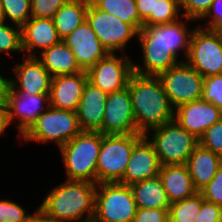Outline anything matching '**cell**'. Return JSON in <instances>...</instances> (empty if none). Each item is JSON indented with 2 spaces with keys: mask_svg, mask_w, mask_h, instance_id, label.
<instances>
[{
  "mask_svg": "<svg viewBox=\"0 0 222 222\" xmlns=\"http://www.w3.org/2000/svg\"><path fill=\"white\" fill-rule=\"evenodd\" d=\"M180 11V0H155L154 13L143 21V28L177 21L183 17Z\"/></svg>",
  "mask_w": 222,
  "mask_h": 222,
  "instance_id": "cell-29",
  "label": "cell"
},
{
  "mask_svg": "<svg viewBox=\"0 0 222 222\" xmlns=\"http://www.w3.org/2000/svg\"><path fill=\"white\" fill-rule=\"evenodd\" d=\"M6 18H5V14H4V10H3V5H2V2L0 0V24L2 23H6Z\"/></svg>",
  "mask_w": 222,
  "mask_h": 222,
  "instance_id": "cell-45",
  "label": "cell"
},
{
  "mask_svg": "<svg viewBox=\"0 0 222 222\" xmlns=\"http://www.w3.org/2000/svg\"><path fill=\"white\" fill-rule=\"evenodd\" d=\"M87 80L84 70L76 74L52 77L49 105L76 112Z\"/></svg>",
  "mask_w": 222,
  "mask_h": 222,
  "instance_id": "cell-19",
  "label": "cell"
},
{
  "mask_svg": "<svg viewBox=\"0 0 222 222\" xmlns=\"http://www.w3.org/2000/svg\"><path fill=\"white\" fill-rule=\"evenodd\" d=\"M214 0H180L183 18L196 21L202 19L208 12Z\"/></svg>",
  "mask_w": 222,
  "mask_h": 222,
  "instance_id": "cell-34",
  "label": "cell"
},
{
  "mask_svg": "<svg viewBox=\"0 0 222 222\" xmlns=\"http://www.w3.org/2000/svg\"><path fill=\"white\" fill-rule=\"evenodd\" d=\"M39 56L37 54V58L52 77L71 75L83 71L78 65L74 53L64 40L43 50L40 52Z\"/></svg>",
  "mask_w": 222,
  "mask_h": 222,
  "instance_id": "cell-24",
  "label": "cell"
},
{
  "mask_svg": "<svg viewBox=\"0 0 222 222\" xmlns=\"http://www.w3.org/2000/svg\"><path fill=\"white\" fill-rule=\"evenodd\" d=\"M98 9L120 18L132 25L138 32L143 28L139 18L136 0H90Z\"/></svg>",
  "mask_w": 222,
  "mask_h": 222,
  "instance_id": "cell-27",
  "label": "cell"
},
{
  "mask_svg": "<svg viewBox=\"0 0 222 222\" xmlns=\"http://www.w3.org/2000/svg\"><path fill=\"white\" fill-rule=\"evenodd\" d=\"M83 222H101V221H99L95 217H92V218L85 219Z\"/></svg>",
  "mask_w": 222,
  "mask_h": 222,
  "instance_id": "cell-46",
  "label": "cell"
},
{
  "mask_svg": "<svg viewBox=\"0 0 222 222\" xmlns=\"http://www.w3.org/2000/svg\"><path fill=\"white\" fill-rule=\"evenodd\" d=\"M155 0H136L139 18L144 21L151 13H154Z\"/></svg>",
  "mask_w": 222,
  "mask_h": 222,
  "instance_id": "cell-41",
  "label": "cell"
},
{
  "mask_svg": "<svg viewBox=\"0 0 222 222\" xmlns=\"http://www.w3.org/2000/svg\"><path fill=\"white\" fill-rule=\"evenodd\" d=\"M204 198L200 192L169 206V222H195Z\"/></svg>",
  "mask_w": 222,
  "mask_h": 222,
  "instance_id": "cell-28",
  "label": "cell"
},
{
  "mask_svg": "<svg viewBox=\"0 0 222 222\" xmlns=\"http://www.w3.org/2000/svg\"><path fill=\"white\" fill-rule=\"evenodd\" d=\"M90 0H68L53 16L57 34L61 40L68 37L74 29L86 21Z\"/></svg>",
  "mask_w": 222,
  "mask_h": 222,
  "instance_id": "cell-26",
  "label": "cell"
},
{
  "mask_svg": "<svg viewBox=\"0 0 222 222\" xmlns=\"http://www.w3.org/2000/svg\"><path fill=\"white\" fill-rule=\"evenodd\" d=\"M107 95L87 80L76 111L81 131L101 133Z\"/></svg>",
  "mask_w": 222,
  "mask_h": 222,
  "instance_id": "cell-20",
  "label": "cell"
},
{
  "mask_svg": "<svg viewBox=\"0 0 222 222\" xmlns=\"http://www.w3.org/2000/svg\"><path fill=\"white\" fill-rule=\"evenodd\" d=\"M44 103L47 104L44 106ZM48 107L49 94L29 95L10 88L5 110L6 124L9 126L17 118L18 137H22Z\"/></svg>",
  "mask_w": 222,
  "mask_h": 222,
  "instance_id": "cell-14",
  "label": "cell"
},
{
  "mask_svg": "<svg viewBox=\"0 0 222 222\" xmlns=\"http://www.w3.org/2000/svg\"><path fill=\"white\" fill-rule=\"evenodd\" d=\"M201 99L214 104L222 111V74L204 78Z\"/></svg>",
  "mask_w": 222,
  "mask_h": 222,
  "instance_id": "cell-32",
  "label": "cell"
},
{
  "mask_svg": "<svg viewBox=\"0 0 222 222\" xmlns=\"http://www.w3.org/2000/svg\"><path fill=\"white\" fill-rule=\"evenodd\" d=\"M137 208L169 209L171 205L160 176L130 185Z\"/></svg>",
  "mask_w": 222,
  "mask_h": 222,
  "instance_id": "cell-25",
  "label": "cell"
},
{
  "mask_svg": "<svg viewBox=\"0 0 222 222\" xmlns=\"http://www.w3.org/2000/svg\"><path fill=\"white\" fill-rule=\"evenodd\" d=\"M5 18L22 27L31 18V0H1Z\"/></svg>",
  "mask_w": 222,
  "mask_h": 222,
  "instance_id": "cell-30",
  "label": "cell"
},
{
  "mask_svg": "<svg viewBox=\"0 0 222 222\" xmlns=\"http://www.w3.org/2000/svg\"><path fill=\"white\" fill-rule=\"evenodd\" d=\"M103 134L81 131L59 148L66 179L82 180L97 184V161Z\"/></svg>",
  "mask_w": 222,
  "mask_h": 222,
  "instance_id": "cell-4",
  "label": "cell"
},
{
  "mask_svg": "<svg viewBox=\"0 0 222 222\" xmlns=\"http://www.w3.org/2000/svg\"><path fill=\"white\" fill-rule=\"evenodd\" d=\"M158 78L174 108L202 98L204 77L184 59L160 73Z\"/></svg>",
  "mask_w": 222,
  "mask_h": 222,
  "instance_id": "cell-10",
  "label": "cell"
},
{
  "mask_svg": "<svg viewBox=\"0 0 222 222\" xmlns=\"http://www.w3.org/2000/svg\"><path fill=\"white\" fill-rule=\"evenodd\" d=\"M68 0H31V17L52 19Z\"/></svg>",
  "mask_w": 222,
  "mask_h": 222,
  "instance_id": "cell-35",
  "label": "cell"
},
{
  "mask_svg": "<svg viewBox=\"0 0 222 222\" xmlns=\"http://www.w3.org/2000/svg\"><path fill=\"white\" fill-rule=\"evenodd\" d=\"M136 203L129 185L119 182L98 183L94 217L101 222H132Z\"/></svg>",
  "mask_w": 222,
  "mask_h": 222,
  "instance_id": "cell-8",
  "label": "cell"
},
{
  "mask_svg": "<svg viewBox=\"0 0 222 222\" xmlns=\"http://www.w3.org/2000/svg\"><path fill=\"white\" fill-rule=\"evenodd\" d=\"M23 63L12 67L15 75L10 79V87L15 92L32 94H49L52 75L43 66L37 56L23 57Z\"/></svg>",
  "mask_w": 222,
  "mask_h": 222,
  "instance_id": "cell-15",
  "label": "cell"
},
{
  "mask_svg": "<svg viewBox=\"0 0 222 222\" xmlns=\"http://www.w3.org/2000/svg\"><path fill=\"white\" fill-rule=\"evenodd\" d=\"M199 144L222 156V118L205 131L199 138Z\"/></svg>",
  "mask_w": 222,
  "mask_h": 222,
  "instance_id": "cell-33",
  "label": "cell"
},
{
  "mask_svg": "<svg viewBox=\"0 0 222 222\" xmlns=\"http://www.w3.org/2000/svg\"><path fill=\"white\" fill-rule=\"evenodd\" d=\"M153 131L152 138L149 133ZM145 136L153 144L159 163L164 165H184L199 145V139L182 128L175 120L152 128Z\"/></svg>",
  "mask_w": 222,
  "mask_h": 222,
  "instance_id": "cell-5",
  "label": "cell"
},
{
  "mask_svg": "<svg viewBox=\"0 0 222 222\" xmlns=\"http://www.w3.org/2000/svg\"><path fill=\"white\" fill-rule=\"evenodd\" d=\"M188 18L142 28L137 39L143 53V66L133 63V73L142 76H158L179 62V51L185 52L187 58L193 29L189 30Z\"/></svg>",
  "mask_w": 222,
  "mask_h": 222,
  "instance_id": "cell-1",
  "label": "cell"
},
{
  "mask_svg": "<svg viewBox=\"0 0 222 222\" xmlns=\"http://www.w3.org/2000/svg\"><path fill=\"white\" fill-rule=\"evenodd\" d=\"M86 21L108 53H116L117 50L123 51L125 45L134 36H138V31L132 25L98 9L91 1H89Z\"/></svg>",
  "mask_w": 222,
  "mask_h": 222,
  "instance_id": "cell-11",
  "label": "cell"
},
{
  "mask_svg": "<svg viewBox=\"0 0 222 222\" xmlns=\"http://www.w3.org/2000/svg\"><path fill=\"white\" fill-rule=\"evenodd\" d=\"M204 200L222 206V164L212 180L199 191Z\"/></svg>",
  "mask_w": 222,
  "mask_h": 222,
  "instance_id": "cell-37",
  "label": "cell"
},
{
  "mask_svg": "<svg viewBox=\"0 0 222 222\" xmlns=\"http://www.w3.org/2000/svg\"><path fill=\"white\" fill-rule=\"evenodd\" d=\"M123 53H108L86 73L88 81L102 91L112 93L127 87L130 76L133 74V62Z\"/></svg>",
  "mask_w": 222,
  "mask_h": 222,
  "instance_id": "cell-12",
  "label": "cell"
},
{
  "mask_svg": "<svg viewBox=\"0 0 222 222\" xmlns=\"http://www.w3.org/2000/svg\"><path fill=\"white\" fill-rule=\"evenodd\" d=\"M185 61L204 78L222 74V31L194 28Z\"/></svg>",
  "mask_w": 222,
  "mask_h": 222,
  "instance_id": "cell-9",
  "label": "cell"
},
{
  "mask_svg": "<svg viewBox=\"0 0 222 222\" xmlns=\"http://www.w3.org/2000/svg\"><path fill=\"white\" fill-rule=\"evenodd\" d=\"M101 133L104 135H126L137 133L128 86L108 93Z\"/></svg>",
  "mask_w": 222,
  "mask_h": 222,
  "instance_id": "cell-13",
  "label": "cell"
},
{
  "mask_svg": "<svg viewBox=\"0 0 222 222\" xmlns=\"http://www.w3.org/2000/svg\"><path fill=\"white\" fill-rule=\"evenodd\" d=\"M10 88V79L0 75V111L6 110Z\"/></svg>",
  "mask_w": 222,
  "mask_h": 222,
  "instance_id": "cell-42",
  "label": "cell"
},
{
  "mask_svg": "<svg viewBox=\"0 0 222 222\" xmlns=\"http://www.w3.org/2000/svg\"><path fill=\"white\" fill-rule=\"evenodd\" d=\"M81 132L77 112L49 107L21 137L26 141L53 142L58 148L65 145Z\"/></svg>",
  "mask_w": 222,
  "mask_h": 222,
  "instance_id": "cell-7",
  "label": "cell"
},
{
  "mask_svg": "<svg viewBox=\"0 0 222 222\" xmlns=\"http://www.w3.org/2000/svg\"><path fill=\"white\" fill-rule=\"evenodd\" d=\"M30 216L21 205L10 200H0V222H25Z\"/></svg>",
  "mask_w": 222,
  "mask_h": 222,
  "instance_id": "cell-36",
  "label": "cell"
},
{
  "mask_svg": "<svg viewBox=\"0 0 222 222\" xmlns=\"http://www.w3.org/2000/svg\"><path fill=\"white\" fill-rule=\"evenodd\" d=\"M25 222H53L39 208Z\"/></svg>",
  "mask_w": 222,
  "mask_h": 222,
  "instance_id": "cell-43",
  "label": "cell"
},
{
  "mask_svg": "<svg viewBox=\"0 0 222 222\" xmlns=\"http://www.w3.org/2000/svg\"><path fill=\"white\" fill-rule=\"evenodd\" d=\"M168 210L137 208L132 222H169Z\"/></svg>",
  "mask_w": 222,
  "mask_h": 222,
  "instance_id": "cell-39",
  "label": "cell"
},
{
  "mask_svg": "<svg viewBox=\"0 0 222 222\" xmlns=\"http://www.w3.org/2000/svg\"><path fill=\"white\" fill-rule=\"evenodd\" d=\"M127 86L131 95L137 133L145 135L150 129L174 120L175 108L170 103L158 76L133 73Z\"/></svg>",
  "mask_w": 222,
  "mask_h": 222,
  "instance_id": "cell-2",
  "label": "cell"
},
{
  "mask_svg": "<svg viewBox=\"0 0 222 222\" xmlns=\"http://www.w3.org/2000/svg\"><path fill=\"white\" fill-rule=\"evenodd\" d=\"M64 42L74 53L78 65L84 71H87L108 54L87 21L74 29L64 39Z\"/></svg>",
  "mask_w": 222,
  "mask_h": 222,
  "instance_id": "cell-17",
  "label": "cell"
},
{
  "mask_svg": "<svg viewBox=\"0 0 222 222\" xmlns=\"http://www.w3.org/2000/svg\"><path fill=\"white\" fill-rule=\"evenodd\" d=\"M159 176L171 204L192 197L198 192L185 164L161 166Z\"/></svg>",
  "mask_w": 222,
  "mask_h": 222,
  "instance_id": "cell-22",
  "label": "cell"
},
{
  "mask_svg": "<svg viewBox=\"0 0 222 222\" xmlns=\"http://www.w3.org/2000/svg\"><path fill=\"white\" fill-rule=\"evenodd\" d=\"M96 189V183L66 179L51 189L38 208L53 222H83L94 217Z\"/></svg>",
  "mask_w": 222,
  "mask_h": 222,
  "instance_id": "cell-3",
  "label": "cell"
},
{
  "mask_svg": "<svg viewBox=\"0 0 222 222\" xmlns=\"http://www.w3.org/2000/svg\"><path fill=\"white\" fill-rule=\"evenodd\" d=\"M222 118V111L202 99L184 103L174 110V120L198 139Z\"/></svg>",
  "mask_w": 222,
  "mask_h": 222,
  "instance_id": "cell-16",
  "label": "cell"
},
{
  "mask_svg": "<svg viewBox=\"0 0 222 222\" xmlns=\"http://www.w3.org/2000/svg\"><path fill=\"white\" fill-rule=\"evenodd\" d=\"M21 37L24 57L37 56V48L42 52L61 41L53 19L48 18H29L21 27Z\"/></svg>",
  "mask_w": 222,
  "mask_h": 222,
  "instance_id": "cell-21",
  "label": "cell"
},
{
  "mask_svg": "<svg viewBox=\"0 0 222 222\" xmlns=\"http://www.w3.org/2000/svg\"><path fill=\"white\" fill-rule=\"evenodd\" d=\"M221 164V155L205 149L200 144L195 148L185 165L198 192L212 180Z\"/></svg>",
  "mask_w": 222,
  "mask_h": 222,
  "instance_id": "cell-23",
  "label": "cell"
},
{
  "mask_svg": "<svg viewBox=\"0 0 222 222\" xmlns=\"http://www.w3.org/2000/svg\"><path fill=\"white\" fill-rule=\"evenodd\" d=\"M8 128L7 124H6V116H5V111H0V135L2 136H6L7 134H5L4 131H6V129Z\"/></svg>",
  "mask_w": 222,
  "mask_h": 222,
  "instance_id": "cell-44",
  "label": "cell"
},
{
  "mask_svg": "<svg viewBox=\"0 0 222 222\" xmlns=\"http://www.w3.org/2000/svg\"><path fill=\"white\" fill-rule=\"evenodd\" d=\"M160 163L153 144L144 135L135 145L124 177L119 183L131 185L159 175Z\"/></svg>",
  "mask_w": 222,
  "mask_h": 222,
  "instance_id": "cell-18",
  "label": "cell"
},
{
  "mask_svg": "<svg viewBox=\"0 0 222 222\" xmlns=\"http://www.w3.org/2000/svg\"><path fill=\"white\" fill-rule=\"evenodd\" d=\"M142 133L104 135L97 161V184L120 182L124 177L134 145Z\"/></svg>",
  "mask_w": 222,
  "mask_h": 222,
  "instance_id": "cell-6",
  "label": "cell"
},
{
  "mask_svg": "<svg viewBox=\"0 0 222 222\" xmlns=\"http://www.w3.org/2000/svg\"><path fill=\"white\" fill-rule=\"evenodd\" d=\"M203 19L208 20L203 28L222 31V0H214Z\"/></svg>",
  "mask_w": 222,
  "mask_h": 222,
  "instance_id": "cell-38",
  "label": "cell"
},
{
  "mask_svg": "<svg viewBox=\"0 0 222 222\" xmlns=\"http://www.w3.org/2000/svg\"><path fill=\"white\" fill-rule=\"evenodd\" d=\"M2 23L0 24V53L23 52L21 27Z\"/></svg>",
  "mask_w": 222,
  "mask_h": 222,
  "instance_id": "cell-31",
  "label": "cell"
},
{
  "mask_svg": "<svg viewBox=\"0 0 222 222\" xmlns=\"http://www.w3.org/2000/svg\"><path fill=\"white\" fill-rule=\"evenodd\" d=\"M195 222H222V206L203 200Z\"/></svg>",
  "mask_w": 222,
  "mask_h": 222,
  "instance_id": "cell-40",
  "label": "cell"
}]
</instances>
